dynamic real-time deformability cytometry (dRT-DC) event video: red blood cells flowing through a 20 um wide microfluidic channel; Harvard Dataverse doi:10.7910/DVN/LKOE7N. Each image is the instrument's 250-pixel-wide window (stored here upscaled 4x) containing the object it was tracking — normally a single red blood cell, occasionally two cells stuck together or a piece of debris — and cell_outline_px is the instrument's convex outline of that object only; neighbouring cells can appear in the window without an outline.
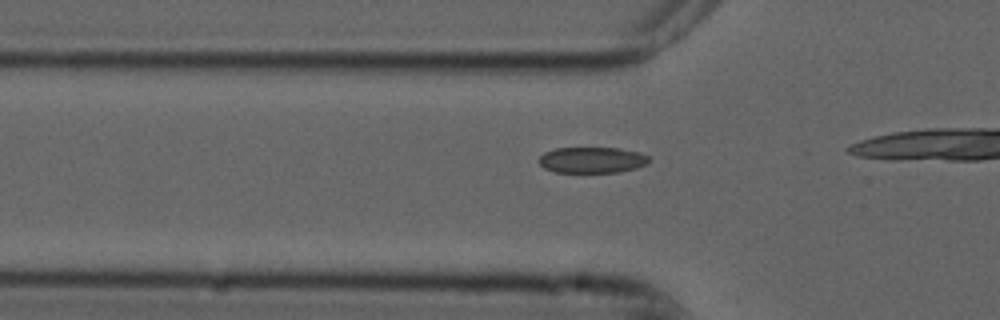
{"species": "common noctule bat (a hibernating species)", "species_latin": "Nyctalus noctula", "temperature_condition": "cold", "stored_images_in_passage": 18, "camera_frame_rate_fps": 3000, "um_per_image_px": 0.085, "animal": {"sex": "male", "forearm_length_mm": 52.5}, "frame": {"image": 1, "passage_image": 13, "time_ms": 4.0, "image_size_px": [1000, 320], "cell_outline_px": [[648, 160], [644, 164], [636, 168], [620, 172], [556, 172], [544, 168], [536, 160], [544, 152], [556, 148], [620, 148], [640, 152], [648, 156]], "centroid_in_image_um": [50.28, 13.59], "position_along_channel_um": 75.5, "area_um2": 16.65}}
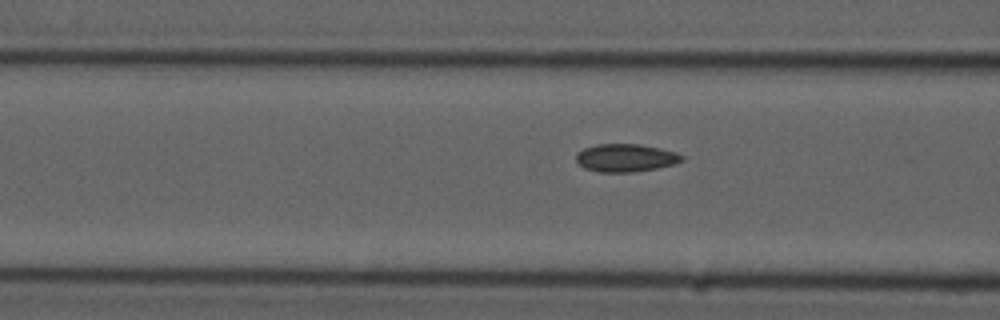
{"frame": {"image": 2, "passage_image": 16, "time_ms": 5.0, "image_size_px": [1000, 320], "cell_outline_px": [[684, 160], [676, 164], [656, 168], [632, 172], [596, 172], [584, 168], [576, 160], [576, 152], [584, 148], [596, 144], [640, 144], [676, 152], [684, 156]], "centroid_in_image_um": [53.17, 13.42], "position_along_channel_um": 113.4, "area_um2": 17.28}}